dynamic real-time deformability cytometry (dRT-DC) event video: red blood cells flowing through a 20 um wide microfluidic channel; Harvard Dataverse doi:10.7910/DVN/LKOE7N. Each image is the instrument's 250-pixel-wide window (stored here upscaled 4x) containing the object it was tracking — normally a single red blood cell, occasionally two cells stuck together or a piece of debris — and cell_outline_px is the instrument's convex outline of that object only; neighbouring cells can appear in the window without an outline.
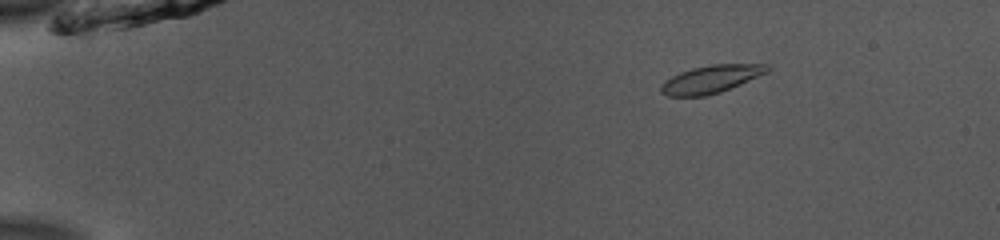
{"species": "common noctule bat (a hibernating species)", "species_latin": "Nyctalus noctula", "temperature_condition": "room temperature", "stored_images_in_passage": 53, "camera_frame_rate_fps": 3000, "um_per_image_px": 0.085, "animal": {"sex": "male", "body_mass_g": 13.0, "forearm_length_mm": 53.1}, "frame": {"image": 1, "passage_image": 9, "time_ms": 2.667, "image_size_px": [1000, 240], "cell_outline_px": [[768, 72], [740, 84], [720, 92], [704, 96], [668, 96], [660, 92], [660, 88], [672, 76], [680, 72], [692, 68], [712, 64], [768, 64]], "centroid_in_image_um": [60.45, 6.72], "position_along_channel_um": 24.6, "area_um2": 16.88}}
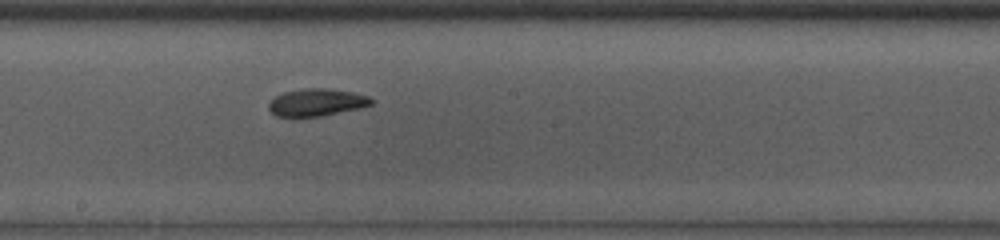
{"frame": {"image": 2, "passage_image": 31, "time_ms": 10.0, "image_size_px": [1000, 240], "cell_outline_px": [[372, 104], [360, 108], [320, 116], [276, 116], [268, 108], [268, 104], [276, 96], [284, 92], [304, 88], [328, 88], [352, 92], [368, 96], [372, 100]], "centroid_in_image_um": [26.91, 8.69], "position_along_channel_um": 221.3, "area_um2": 16.13}}
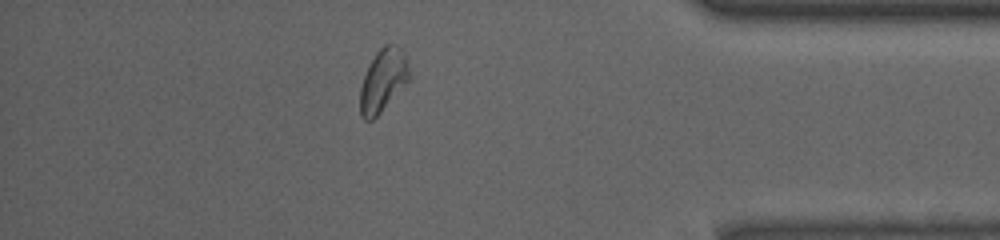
{"frame": {"image": 3, "passage_image": 47, "time_ms": 15.333, "image_size_px": [1000, 240], "cell_outline_px": [[408, 80], [380, 112], [372, 120], [364, 120], [360, 116], [360, 88], [364, 76], [376, 52], [384, 44], [396, 44], [400, 48], [404, 56], [408, 68]], "centroid_in_image_um": [32.51, 6.83], "position_along_channel_um": 402.7, "area_um2": 17.34}, "authors_computed_cell_mechanics": {"area_um2": 16.762, "velocity_mm_per_s": 3.8792, "shape_relaxation_time_tau1_ms": 4.7444, "shape_relaxation_time_tau2_ms": 2.7137, "deformation_change_tau1": 0.1356, "deformation_change_tau2": 0.0675}}